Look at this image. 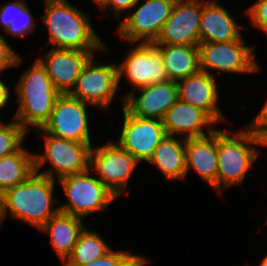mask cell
<instances>
[{
    "label": "cell",
    "instance_id": "8992f818",
    "mask_svg": "<svg viewBox=\"0 0 267 266\" xmlns=\"http://www.w3.org/2000/svg\"><path fill=\"white\" fill-rule=\"evenodd\" d=\"M58 182L67 197V203L58 206L60 212L82 219L106 210V207L117 199L90 169L80 174L62 177Z\"/></svg>",
    "mask_w": 267,
    "mask_h": 266
},
{
    "label": "cell",
    "instance_id": "9c48e42d",
    "mask_svg": "<svg viewBox=\"0 0 267 266\" xmlns=\"http://www.w3.org/2000/svg\"><path fill=\"white\" fill-rule=\"evenodd\" d=\"M140 162L116 142L91 147L89 169L117 198L125 194L132 173Z\"/></svg>",
    "mask_w": 267,
    "mask_h": 266
},
{
    "label": "cell",
    "instance_id": "6da1fadb",
    "mask_svg": "<svg viewBox=\"0 0 267 266\" xmlns=\"http://www.w3.org/2000/svg\"><path fill=\"white\" fill-rule=\"evenodd\" d=\"M55 182L34 172L25 182L5 190L0 195V226L9 212L12 218L39 230L60 211L54 204Z\"/></svg>",
    "mask_w": 267,
    "mask_h": 266
},
{
    "label": "cell",
    "instance_id": "ac0fdd59",
    "mask_svg": "<svg viewBox=\"0 0 267 266\" xmlns=\"http://www.w3.org/2000/svg\"><path fill=\"white\" fill-rule=\"evenodd\" d=\"M162 121L167 135H180L185 139L202 137L216 130L212 126L216 123L204 111L179 99L167 110Z\"/></svg>",
    "mask_w": 267,
    "mask_h": 266
},
{
    "label": "cell",
    "instance_id": "836d02e7",
    "mask_svg": "<svg viewBox=\"0 0 267 266\" xmlns=\"http://www.w3.org/2000/svg\"><path fill=\"white\" fill-rule=\"evenodd\" d=\"M258 137L259 145L267 146V127H252Z\"/></svg>",
    "mask_w": 267,
    "mask_h": 266
},
{
    "label": "cell",
    "instance_id": "ba28073f",
    "mask_svg": "<svg viewBox=\"0 0 267 266\" xmlns=\"http://www.w3.org/2000/svg\"><path fill=\"white\" fill-rule=\"evenodd\" d=\"M139 0L126 18H122L117 34L131 43H154L169 18L176 0ZM138 6V7H137ZM135 7V8H134ZM136 9L134 12L132 10Z\"/></svg>",
    "mask_w": 267,
    "mask_h": 266
},
{
    "label": "cell",
    "instance_id": "cb8c5ba5",
    "mask_svg": "<svg viewBox=\"0 0 267 266\" xmlns=\"http://www.w3.org/2000/svg\"><path fill=\"white\" fill-rule=\"evenodd\" d=\"M34 172V154L23 146L13 154L0 158V195L25 182Z\"/></svg>",
    "mask_w": 267,
    "mask_h": 266
},
{
    "label": "cell",
    "instance_id": "7c38bea8",
    "mask_svg": "<svg viewBox=\"0 0 267 266\" xmlns=\"http://www.w3.org/2000/svg\"><path fill=\"white\" fill-rule=\"evenodd\" d=\"M86 102L61 94L54 104L49 121L42 128L57 138L87 143L91 146L90 121Z\"/></svg>",
    "mask_w": 267,
    "mask_h": 266
},
{
    "label": "cell",
    "instance_id": "30bf717a",
    "mask_svg": "<svg viewBox=\"0 0 267 266\" xmlns=\"http://www.w3.org/2000/svg\"><path fill=\"white\" fill-rule=\"evenodd\" d=\"M94 58L95 55L83 66L69 95L108 110L119 88L117 64L98 63Z\"/></svg>",
    "mask_w": 267,
    "mask_h": 266
},
{
    "label": "cell",
    "instance_id": "1f68e13d",
    "mask_svg": "<svg viewBox=\"0 0 267 266\" xmlns=\"http://www.w3.org/2000/svg\"><path fill=\"white\" fill-rule=\"evenodd\" d=\"M248 124L251 127H267V100L258 114Z\"/></svg>",
    "mask_w": 267,
    "mask_h": 266
},
{
    "label": "cell",
    "instance_id": "3957f363",
    "mask_svg": "<svg viewBox=\"0 0 267 266\" xmlns=\"http://www.w3.org/2000/svg\"><path fill=\"white\" fill-rule=\"evenodd\" d=\"M15 87L18 95L15 103L19 106L13 119L27 133L32 129L43 128L61 93L54 87L45 68L37 59L32 67L21 74Z\"/></svg>",
    "mask_w": 267,
    "mask_h": 266
},
{
    "label": "cell",
    "instance_id": "4fadbf2b",
    "mask_svg": "<svg viewBox=\"0 0 267 266\" xmlns=\"http://www.w3.org/2000/svg\"><path fill=\"white\" fill-rule=\"evenodd\" d=\"M122 108L123 126L116 143L139 162H148L157 145L167 135L163 121L139 118L132 115L124 106Z\"/></svg>",
    "mask_w": 267,
    "mask_h": 266
},
{
    "label": "cell",
    "instance_id": "f546056e",
    "mask_svg": "<svg viewBox=\"0 0 267 266\" xmlns=\"http://www.w3.org/2000/svg\"><path fill=\"white\" fill-rule=\"evenodd\" d=\"M7 40L0 34V73L6 69L18 67L22 57L7 44Z\"/></svg>",
    "mask_w": 267,
    "mask_h": 266
},
{
    "label": "cell",
    "instance_id": "4316f807",
    "mask_svg": "<svg viewBox=\"0 0 267 266\" xmlns=\"http://www.w3.org/2000/svg\"><path fill=\"white\" fill-rule=\"evenodd\" d=\"M28 134L21 125L13 119L8 124L0 123V158L13 154L23 146L25 135Z\"/></svg>",
    "mask_w": 267,
    "mask_h": 266
},
{
    "label": "cell",
    "instance_id": "44dd1931",
    "mask_svg": "<svg viewBox=\"0 0 267 266\" xmlns=\"http://www.w3.org/2000/svg\"><path fill=\"white\" fill-rule=\"evenodd\" d=\"M83 220L59 211L39 229L49 234L50 244L63 263L72 254L79 234L86 227Z\"/></svg>",
    "mask_w": 267,
    "mask_h": 266
},
{
    "label": "cell",
    "instance_id": "52a82bcc",
    "mask_svg": "<svg viewBox=\"0 0 267 266\" xmlns=\"http://www.w3.org/2000/svg\"><path fill=\"white\" fill-rule=\"evenodd\" d=\"M242 37L229 43L201 42L198 46L200 71L211 76H216L212 70L231 74L258 73L260 66L255 59V47L245 45Z\"/></svg>",
    "mask_w": 267,
    "mask_h": 266
},
{
    "label": "cell",
    "instance_id": "8fae6325",
    "mask_svg": "<svg viewBox=\"0 0 267 266\" xmlns=\"http://www.w3.org/2000/svg\"><path fill=\"white\" fill-rule=\"evenodd\" d=\"M131 49L125 56L124 61L117 64L118 83L120 84L123 75L133 85L132 91L123 95L121 98L124 106V99L133 91L153 85L169 81L163 58L157 50L154 43H131Z\"/></svg>",
    "mask_w": 267,
    "mask_h": 266
},
{
    "label": "cell",
    "instance_id": "277c9868",
    "mask_svg": "<svg viewBox=\"0 0 267 266\" xmlns=\"http://www.w3.org/2000/svg\"><path fill=\"white\" fill-rule=\"evenodd\" d=\"M246 129L231 133L229 130L217 128V192L221 193V186L230 188L240 185L244 181L248 170L258 159V137L248 124ZM230 133V134H229Z\"/></svg>",
    "mask_w": 267,
    "mask_h": 266
},
{
    "label": "cell",
    "instance_id": "5bb4252c",
    "mask_svg": "<svg viewBox=\"0 0 267 266\" xmlns=\"http://www.w3.org/2000/svg\"><path fill=\"white\" fill-rule=\"evenodd\" d=\"M202 0H176L154 44L199 46Z\"/></svg>",
    "mask_w": 267,
    "mask_h": 266
},
{
    "label": "cell",
    "instance_id": "ffe728a7",
    "mask_svg": "<svg viewBox=\"0 0 267 266\" xmlns=\"http://www.w3.org/2000/svg\"><path fill=\"white\" fill-rule=\"evenodd\" d=\"M199 31L200 43H229L238 40L242 36L235 18L215 0H202Z\"/></svg>",
    "mask_w": 267,
    "mask_h": 266
},
{
    "label": "cell",
    "instance_id": "603a6c76",
    "mask_svg": "<svg viewBox=\"0 0 267 266\" xmlns=\"http://www.w3.org/2000/svg\"><path fill=\"white\" fill-rule=\"evenodd\" d=\"M148 163L154 165L169 180L186 178L185 138L166 135L155 148Z\"/></svg>",
    "mask_w": 267,
    "mask_h": 266
},
{
    "label": "cell",
    "instance_id": "83f0119b",
    "mask_svg": "<svg viewBox=\"0 0 267 266\" xmlns=\"http://www.w3.org/2000/svg\"><path fill=\"white\" fill-rule=\"evenodd\" d=\"M141 256L125 250H110L102 257L84 266H132Z\"/></svg>",
    "mask_w": 267,
    "mask_h": 266
},
{
    "label": "cell",
    "instance_id": "8d00e7d4",
    "mask_svg": "<svg viewBox=\"0 0 267 266\" xmlns=\"http://www.w3.org/2000/svg\"><path fill=\"white\" fill-rule=\"evenodd\" d=\"M95 4L99 5L103 0H92Z\"/></svg>",
    "mask_w": 267,
    "mask_h": 266
},
{
    "label": "cell",
    "instance_id": "e0dca14e",
    "mask_svg": "<svg viewBox=\"0 0 267 266\" xmlns=\"http://www.w3.org/2000/svg\"><path fill=\"white\" fill-rule=\"evenodd\" d=\"M216 76L199 71L177 82L179 100L204 111L216 124L226 121L219 108Z\"/></svg>",
    "mask_w": 267,
    "mask_h": 266
},
{
    "label": "cell",
    "instance_id": "d590c367",
    "mask_svg": "<svg viewBox=\"0 0 267 266\" xmlns=\"http://www.w3.org/2000/svg\"><path fill=\"white\" fill-rule=\"evenodd\" d=\"M260 266H267V256L263 258L262 262L260 263Z\"/></svg>",
    "mask_w": 267,
    "mask_h": 266
},
{
    "label": "cell",
    "instance_id": "e575fe53",
    "mask_svg": "<svg viewBox=\"0 0 267 266\" xmlns=\"http://www.w3.org/2000/svg\"><path fill=\"white\" fill-rule=\"evenodd\" d=\"M147 259L141 256L132 266H145Z\"/></svg>",
    "mask_w": 267,
    "mask_h": 266
},
{
    "label": "cell",
    "instance_id": "d4e9b609",
    "mask_svg": "<svg viewBox=\"0 0 267 266\" xmlns=\"http://www.w3.org/2000/svg\"><path fill=\"white\" fill-rule=\"evenodd\" d=\"M25 2L16 0L0 6V24L7 35L23 37L35 30L37 23Z\"/></svg>",
    "mask_w": 267,
    "mask_h": 266
},
{
    "label": "cell",
    "instance_id": "7a4b0ae2",
    "mask_svg": "<svg viewBox=\"0 0 267 266\" xmlns=\"http://www.w3.org/2000/svg\"><path fill=\"white\" fill-rule=\"evenodd\" d=\"M41 17L49 33L47 45L71 50H104L106 44L93 30L89 15L67 0H42Z\"/></svg>",
    "mask_w": 267,
    "mask_h": 266
},
{
    "label": "cell",
    "instance_id": "4dcf8cb0",
    "mask_svg": "<svg viewBox=\"0 0 267 266\" xmlns=\"http://www.w3.org/2000/svg\"><path fill=\"white\" fill-rule=\"evenodd\" d=\"M139 0H103L98 7L103 11L108 10L114 14V18L116 20H121L122 13H125V10L129 12L131 8L138 2Z\"/></svg>",
    "mask_w": 267,
    "mask_h": 266
},
{
    "label": "cell",
    "instance_id": "d6a6232c",
    "mask_svg": "<svg viewBox=\"0 0 267 266\" xmlns=\"http://www.w3.org/2000/svg\"><path fill=\"white\" fill-rule=\"evenodd\" d=\"M10 88L0 79V110L8 105L10 99Z\"/></svg>",
    "mask_w": 267,
    "mask_h": 266
},
{
    "label": "cell",
    "instance_id": "484cf974",
    "mask_svg": "<svg viewBox=\"0 0 267 266\" xmlns=\"http://www.w3.org/2000/svg\"><path fill=\"white\" fill-rule=\"evenodd\" d=\"M111 249L99 233L85 227L78 236L72 254L62 266H84L102 257Z\"/></svg>",
    "mask_w": 267,
    "mask_h": 266
},
{
    "label": "cell",
    "instance_id": "5b68a950",
    "mask_svg": "<svg viewBox=\"0 0 267 266\" xmlns=\"http://www.w3.org/2000/svg\"><path fill=\"white\" fill-rule=\"evenodd\" d=\"M44 139V153H34L35 172L59 180L62 177L80 174L89 169L91 147L87 143L57 138L42 128L35 130ZM49 162L51 169L39 172ZM57 178V179H56Z\"/></svg>",
    "mask_w": 267,
    "mask_h": 266
},
{
    "label": "cell",
    "instance_id": "2e32d148",
    "mask_svg": "<svg viewBox=\"0 0 267 266\" xmlns=\"http://www.w3.org/2000/svg\"><path fill=\"white\" fill-rule=\"evenodd\" d=\"M139 91V95H135ZM131 92L124 107L134 116L163 120L167 110L179 99L175 81L147 85Z\"/></svg>",
    "mask_w": 267,
    "mask_h": 266
},
{
    "label": "cell",
    "instance_id": "7402d4cb",
    "mask_svg": "<svg viewBox=\"0 0 267 266\" xmlns=\"http://www.w3.org/2000/svg\"><path fill=\"white\" fill-rule=\"evenodd\" d=\"M160 52L167 77L178 82L200 71L199 47L174 44H155Z\"/></svg>",
    "mask_w": 267,
    "mask_h": 266
},
{
    "label": "cell",
    "instance_id": "d6986e66",
    "mask_svg": "<svg viewBox=\"0 0 267 266\" xmlns=\"http://www.w3.org/2000/svg\"><path fill=\"white\" fill-rule=\"evenodd\" d=\"M186 177L193 169L217 191V129L212 133L185 139Z\"/></svg>",
    "mask_w": 267,
    "mask_h": 266
},
{
    "label": "cell",
    "instance_id": "f1b7e54d",
    "mask_svg": "<svg viewBox=\"0 0 267 266\" xmlns=\"http://www.w3.org/2000/svg\"><path fill=\"white\" fill-rule=\"evenodd\" d=\"M246 12L251 20V26L260 28L261 32L267 34V0H257Z\"/></svg>",
    "mask_w": 267,
    "mask_h": 266
},
{
    "label": "cell",
    "instance_id": "9a60e30c",
    "mask_svg": "<svg viewBox=\"0 0 267 266\" xmlns=\"http://www.w3.org/2000/svg\"><path fill=\"white\" fill-rule=\"evenodd\" d=\"M52 48L45 56L37 58L45 68L54 87L61 94H69L74 88L83 66L98 51Z\"/></svg>",
    "mask_w": 267,
    "mask_h": 266
}]
</instances>
